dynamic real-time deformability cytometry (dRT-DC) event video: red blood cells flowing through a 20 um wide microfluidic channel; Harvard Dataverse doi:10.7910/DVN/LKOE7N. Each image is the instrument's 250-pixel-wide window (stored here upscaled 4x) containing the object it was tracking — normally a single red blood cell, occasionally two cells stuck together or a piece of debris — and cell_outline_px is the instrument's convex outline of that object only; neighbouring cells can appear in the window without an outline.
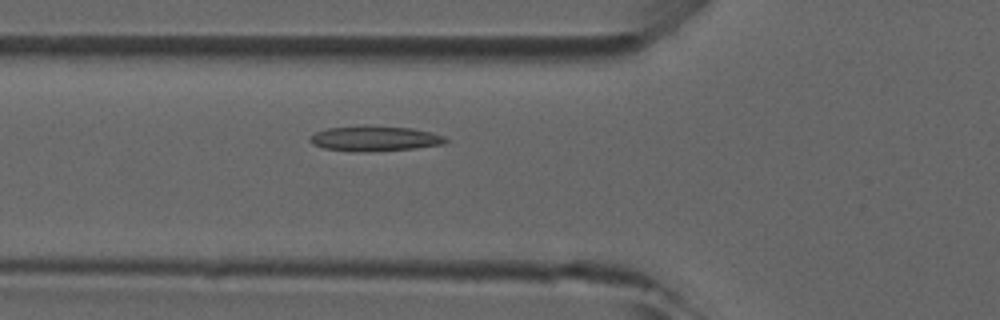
{"species": "common noctule bat (a hibernating species)", "species_latin": "Nyctalus noctula", "temperature_condition": "room temperature", "stored_images_in_passage": 37, "camera_frame_rate_fps": 3000, "um_per_image_px": 0.085, "animal": {"sex": "male", "forearm_length_mm": 52.5}, "frame": {"image": 1, "passage_image": 6, "time_ms": 1.667, "image_size_px": [1000, 320], "cell_outline_px": [[448, 140], [444, 144], [416, 148], [368, 152], [356, 152], [324, 148], [312, 144], [308, 140], [316, 132], [328, 128], [412, 128], [432, 132], [444, 136]], "centroid_in_image_um": [31.9, 11.83], "position_along_channel_um": 93.9, "area_um2": 19.07}}